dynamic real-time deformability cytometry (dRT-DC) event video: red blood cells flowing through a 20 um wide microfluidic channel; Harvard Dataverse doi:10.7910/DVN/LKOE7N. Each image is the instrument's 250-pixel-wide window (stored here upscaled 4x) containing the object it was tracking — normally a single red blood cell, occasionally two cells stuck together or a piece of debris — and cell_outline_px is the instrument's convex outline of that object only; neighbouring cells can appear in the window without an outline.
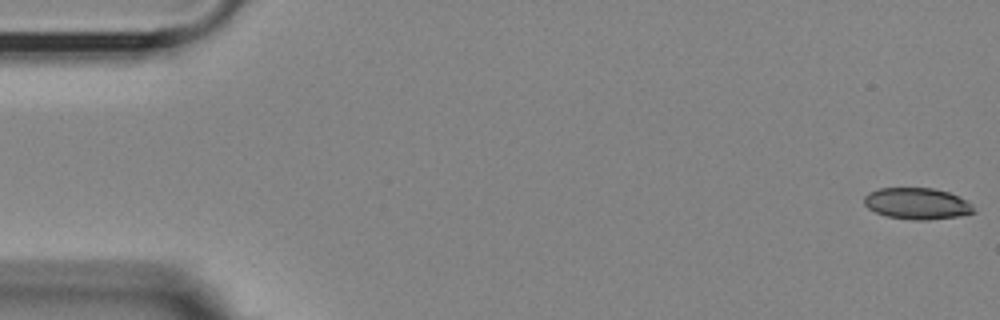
{"species": "Egyptian fruit bat (a non-hibernating species)", "species_latin": "Rousettus aegyptiacus", "temperature_condition": "room temperature", "stored_images_in_passage": 49, "camera_frame_rate_fps": 3000, "um_per_image_px": 0.085, "animal": {"sex": "female"}, "frame": {"image": 1, "passage_image": 1, "time_ms": 0.0, "image_size_px": [1000, 320], "cell_outline_px": [[976, 212], [956, 216], [928, 220], [912, 220], [888, 216], [876, 212], [868, 208], [864, 204], [864, 196], [868, 192], [880, 188], [932, 188], [948, 192], [960, 196], [972, 204]], "centroid_in_image_um": [77.95, 17.3], "position_along_channel_um": 7.0, "area_um2": 20.06}}
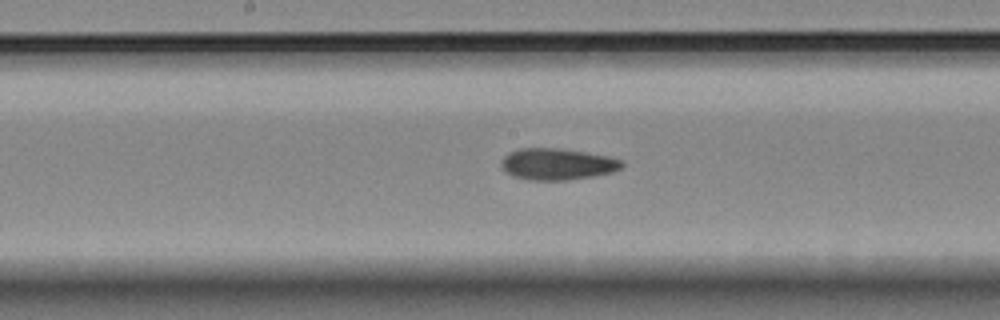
{"frame": {"image": 2, "passage_image": 28, "time_ms": 9.0, "image_size_px": [1000, 320], "cell_outline_px": [[624, 164], [620, 168], [612, 172], [592, 176], [568, 180], [528, 180], [512, 176], [504, 172], [500, 164], [500, 160], [508, 152], [520, 148], [556, 148], [584, 152], [608, 156], [620, 160]], "centroid_in_image_um": [47.29, 13.95], "position_along_channel_um": 200.9, "area_um2": 22.2}}
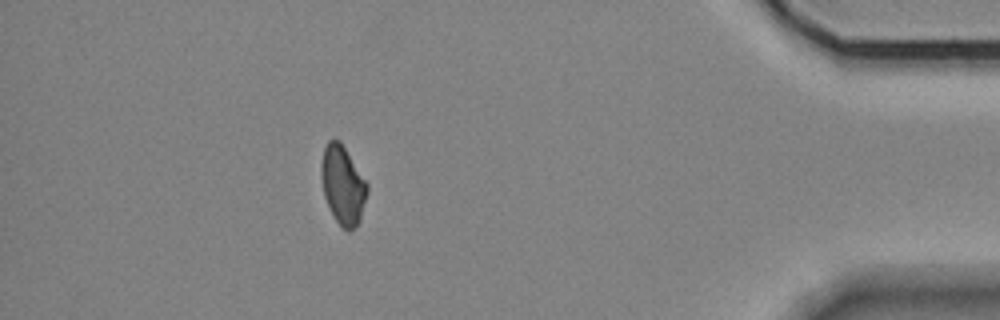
{"frame": {"image": 3, "passage_image": 49, "time_ms": 16.0, "image_size_px": [1000, 320], "cell_outline_px": [[368, 192], [360, 220], [356, 228], [348, 232], [336, 220], [324, 196], [320, 176], [320, 164], [324, 148], [328, 140], [340, 140], [368, 184]], "centroid_in_image_um": [29.14, 15.72], "position_along_channel_um": 406.1, "area_um2": 21.1}, "authors_computed_cell_mechanics": {"area_um2": 21.5594, "velocity_mm_per_s": 3.621, "shape_relaxation_time_tau1_ms": null, "shape_relaxation_time_tau2_ms": 3.76, "deformation_change_tau1": null, "deformation_change_tau2": 0.095}}